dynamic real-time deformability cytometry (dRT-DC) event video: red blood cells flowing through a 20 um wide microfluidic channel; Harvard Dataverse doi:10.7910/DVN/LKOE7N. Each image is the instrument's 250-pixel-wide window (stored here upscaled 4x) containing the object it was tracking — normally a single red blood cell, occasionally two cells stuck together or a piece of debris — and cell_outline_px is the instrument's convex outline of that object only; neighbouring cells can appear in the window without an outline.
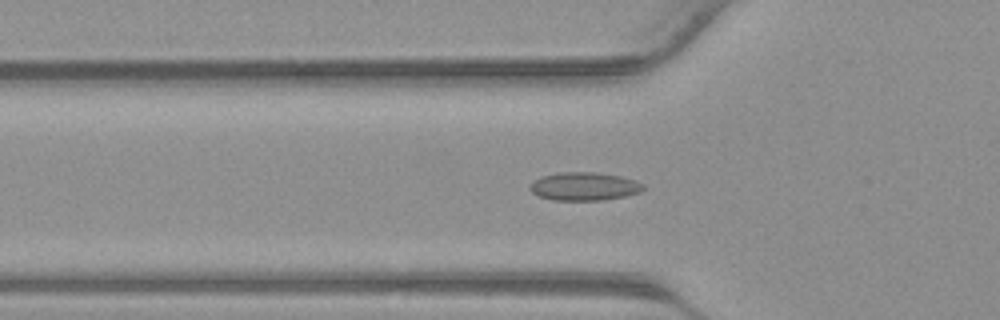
{"species": "common noctule bat (a hibernating species)", "species_latin": "Nyctalus noctula", "temperature_condition": "warm", "stored_images_in_passage": 30, "camera_frame_rate_fps": 3000, "um_per_image_px": 0.085, "animal": {"sex": "male", "body_mass_g": 23.1, "forearm_length_mm": 52.7}, "frame": {"image": 1, "passage_image": 3, "time_ms": 0.667, "image_size_px": [1000, 320], "cell_outline_px": [[648, 188], [640, 192], [624, 196], [600, 200], [552, 200], [540, 196], [532, 192], [528, 188], [532, 180], [540, 176], [560, 172], [596, 172], [620, 176], [636, 180], [644, 184]], "centroid_in_image_um": [49.66, 15.83], "position_along_channel_um": 76.1, "area_um2": 18.84}}
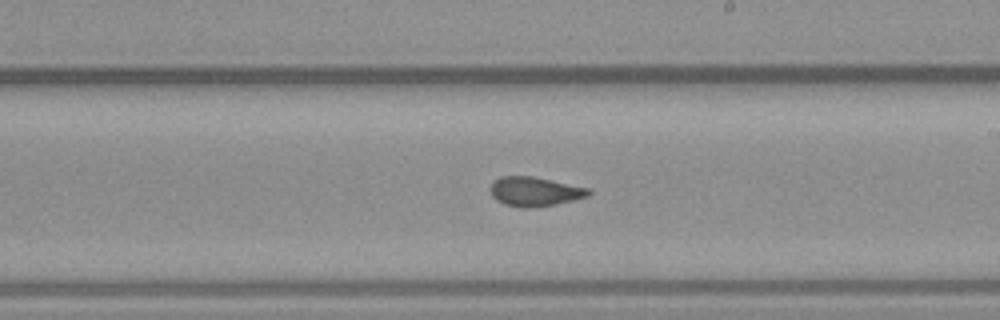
{"frame": {"image": 2, "passage_image": 13, "time_ms": 4.0, "image_size_px": [1000, 320], "cell_outline_px": [[592, 192], [588, 196], [556, 204], [504, 204], [496, 200], [492, 196], [488, 188], [492, 180], [500, 176], [532, 176], [592, 188]], "centroid_in_image_um": [45.45, 16.21], "position_along_channel_um": 243.5, "area_um2": 16.24}}
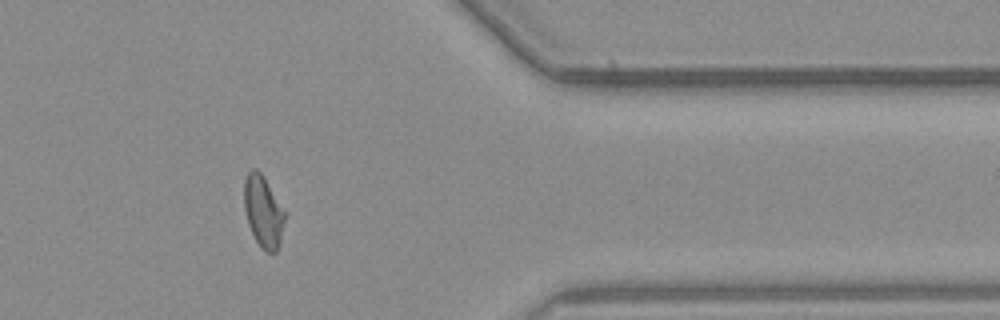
{"frame": {"image": 3, "passage_image": 23, "time_ms": 7.333, "image_size_px": [1000, 320], "cell_outline_px": [[284, 220], [280, 244], [276, 252], [268, 252], [256, 240], [248, 224], [244, 208], [244, 180], [248, 172], [252, 168], [256, 168], [260, 172], [284, 212]], "centroid_in_image_um": [22.34, 17.97], "position_along_channel_um": 389.1, "area_um2": 16.36}}